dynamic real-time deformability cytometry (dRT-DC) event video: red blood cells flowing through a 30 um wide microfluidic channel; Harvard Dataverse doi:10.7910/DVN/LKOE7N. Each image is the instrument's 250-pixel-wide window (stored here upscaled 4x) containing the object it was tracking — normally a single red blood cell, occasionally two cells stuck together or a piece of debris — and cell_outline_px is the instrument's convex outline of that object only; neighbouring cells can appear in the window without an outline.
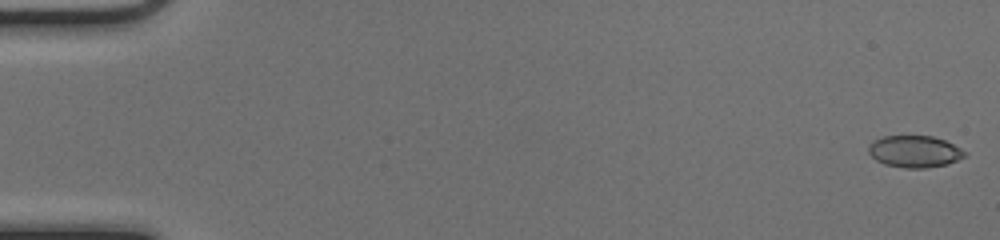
{"species": "common noctule bat (a hibernating species)", "species_latin": "Nyctalus noctula", "temperature_condition": "cold", "stored_images_in_passage": 12, "camera_frame_rate_fps": 3000, "um_per_image_px": 0.085, "animal": {"sex": "female", "body_mass_g": 17.0, "forearm_length_mm": 48.0}, "frame": {"image": 1, "passage_image": 1, "time_ms": 0.0, "image_size_px": [1000, 240], "cell_outline_px": [[968, 152], [964, 156], [948, 164], [924, 168], [904, 168], [884, 164], [876, 160], [868, 152], [868, 144], [872, 140], [884, 136], [932, 136], [944, 140]], "centroid_in_image_um": [77.71, 12.87], "position_along_channel_um": 7.3, "area_um2": 17.86}}